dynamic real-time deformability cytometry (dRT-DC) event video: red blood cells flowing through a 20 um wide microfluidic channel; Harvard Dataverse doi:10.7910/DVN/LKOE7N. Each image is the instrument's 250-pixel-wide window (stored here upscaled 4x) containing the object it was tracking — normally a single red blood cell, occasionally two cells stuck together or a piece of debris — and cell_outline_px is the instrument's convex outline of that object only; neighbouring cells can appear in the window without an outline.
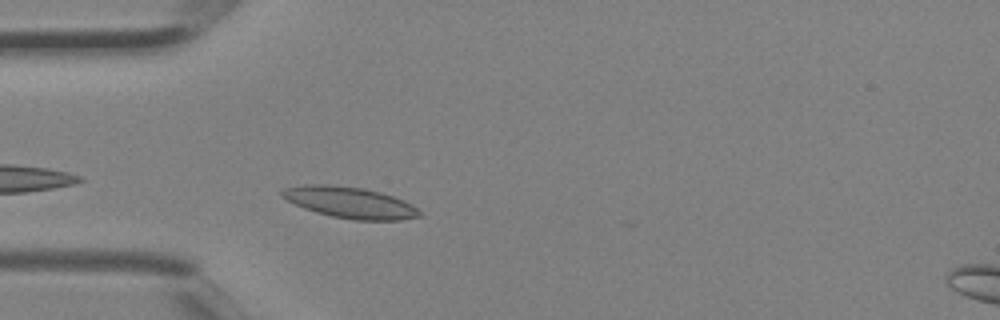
{"species": "Egyptian fruit bat (a non-hibernating species)", "species_latin": "Rousettus aegyptiacus", "temperature_condition": "room temperature", "stored_images_in_passage": 5, "camera_frame_rate_fps": 3000, "um_per_image_px": 0.085, "animal": {"sex": "female"}, "frame": {"image": 1, "passage_image": 4, "time_ms": 1.0, "image_size_px": [1000, 320], "cell_outline_px": [[420, 216], [400, 220], [352, 220], [332, 216], [316, 212], [304, 208], [280, 196], [280, 192], [284, 188], [304, 184], [328, 184], [364, 188], [380, 192], [404, 200], [412, 204], [420, 212]], "centroid_in_image_um": [29.73, 17.2], "position_along_channel_um": 55.3, "area_um2": 24.97}}